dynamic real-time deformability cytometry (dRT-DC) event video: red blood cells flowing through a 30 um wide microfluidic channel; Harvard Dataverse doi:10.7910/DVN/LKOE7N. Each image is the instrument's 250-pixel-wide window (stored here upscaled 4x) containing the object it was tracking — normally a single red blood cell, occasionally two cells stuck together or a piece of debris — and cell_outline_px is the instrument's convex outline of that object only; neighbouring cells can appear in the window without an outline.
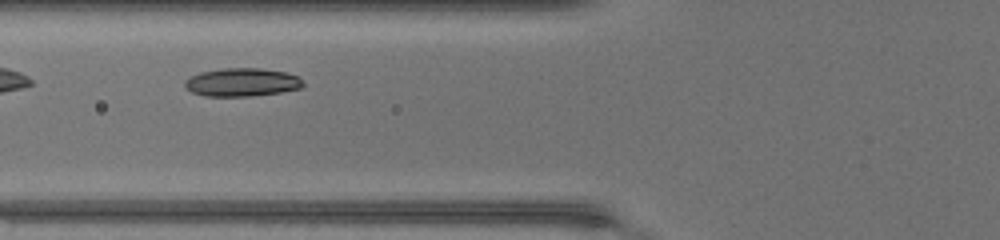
{"species": "common noctule bat (a hibernating species)", "species_latin": "Nyctalus noctula", "temperature_condition": "warm", "stored_images_in_passage": 24, "camera_frame_rate_fps": 3000, "um_per_image_px": 0.085, "animal": {"sex": "female", "body_mass_g": 17.0, "forearm_length_mm": 48.0}, "frame": {"image": 1, "passage_image": 3, "time_ms": 0.667, "image_size_px": [1000, 240], "cell_outline_px": [[304, 84], [300, 88], [280, 92], [248, 96], [208, 96], [192, 92], [184, 84], [184, 80], [188, 76], [200, 72], [224, 68], [260, 68], [284, 72], [296, 76]], "centroid_in_image_um": [20.51, 6.98], "position_along_channel_um": 105.3, "area_um2": 19.25}}
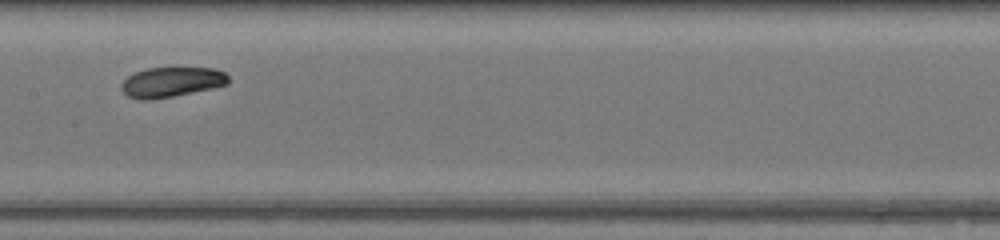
{"frame": {"image": 2, "passage_image": 9, "time_ms": 2.667, "image_size_px": [1000, 240], "cell_outline_px": [[228, 84], [212, 88], [172, 96], [148, 100], [144, 100], [128, 96], [120, 88], [120, 84], [128, 76], [136, 72], [148, 68], [176, 64], [212, 68], [224, 72], [228, 76]], "centroid_in_image_um": [14.59, 6.91], "position_along_channel_um": 192.8, "area_um2": 19.36}}
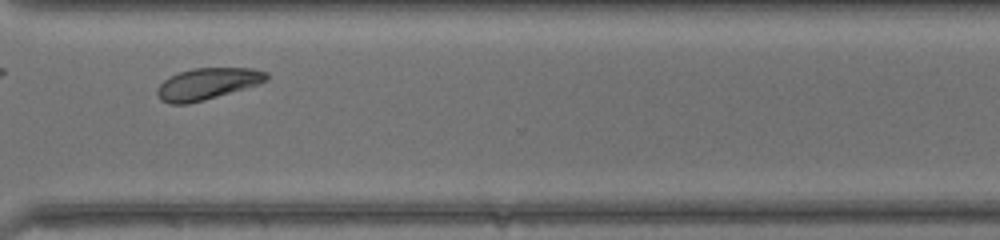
{"frame": {"image": 3, "passage_image": 20, "time_ms": 6.333, "image_size_px": [1000, 240], "cell_outline_px": [[268, 80], [260, 84], [204, 100], [188, 104], [168, 104], [160, 100], [156, 96], [156, 88], [168, 76], [192, 68], [252, 68], [268, 72]], "centroid_in_image_um": [17.6, 7.13], "position_along_channel_um": 353.0, "area_um2": 20.35}}